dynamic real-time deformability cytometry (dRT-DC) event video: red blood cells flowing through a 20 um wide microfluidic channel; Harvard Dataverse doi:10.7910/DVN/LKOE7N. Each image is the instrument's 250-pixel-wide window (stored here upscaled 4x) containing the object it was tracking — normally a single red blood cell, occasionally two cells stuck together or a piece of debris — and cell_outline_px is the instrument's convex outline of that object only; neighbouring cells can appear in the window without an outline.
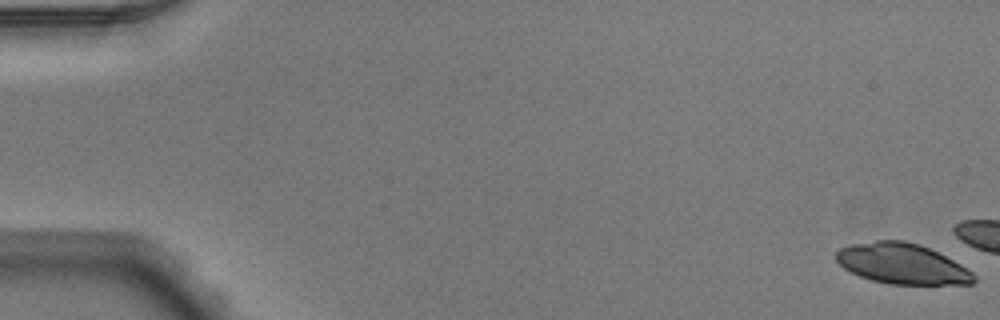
{"species": "Egyptian fruit bat (a non-hibernating species)", "species_latin": "Rousettus aegyptiacus", "temperature_condition": "warm", "stored_images_in_passage": 11, "camera_frame_rate_fps": 3000, "um_per_image_px": 0.085, "animal": {"sex": "male"}, "frame": {"image": 1, "passage_image": 1, "time_ms": 0.0, "image_size_px": [1000, 320], "cell_outline_px": [[976, 280], [972, 284], [888, 284], [872, 280], [860, 276], [844, 268], [836, 260], [836, 252], [840, 248], [852, 244], [876, 240], [904, 240], [920, 244], [960, 264], [972, 272], [976, 276]], "centroid_in_image_um": [76.67, 22.42], "position_along_channel_um": 8.3, "area_um2": 32.31}}